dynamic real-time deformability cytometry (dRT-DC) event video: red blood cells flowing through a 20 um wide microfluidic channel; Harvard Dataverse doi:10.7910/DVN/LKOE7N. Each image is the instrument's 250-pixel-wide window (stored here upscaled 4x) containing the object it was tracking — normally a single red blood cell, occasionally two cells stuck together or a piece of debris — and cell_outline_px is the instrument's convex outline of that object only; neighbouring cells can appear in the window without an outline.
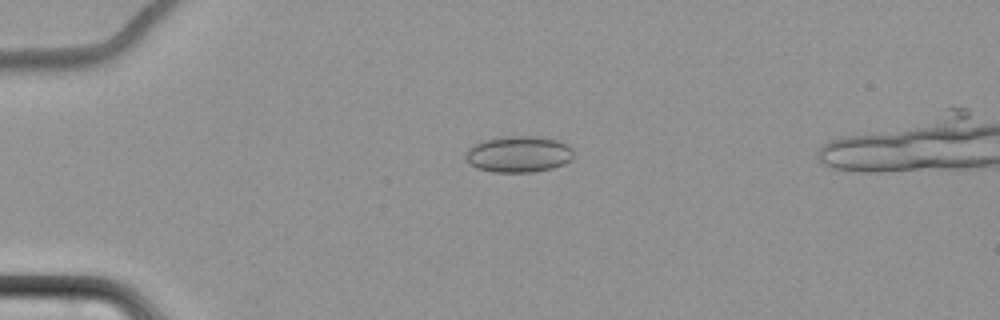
{"species": "common noctule bat (a hibernating species)", "species_latin": "Nyctalus noctula", "temperature_condition": "cold", "stored_images_in_passage": 5, "camera_frame_rate_fps": 3000, "um_per_image_px": 0.085, "animal": {"sex": "female", "body_mass_g": 22.7, "forearm_length_mm": 54.2}, "frame": {"image": 1, "passage_image": 4, "time_ms": 4.667, "image_size_px": [1000, 320], "cell_outline_px": [[572, 160], [564, 164], [552, 168], [532, 172], [492, 172], [476, 168], [464, 156], [468, 148], [472, 144], [484, 140], [504, 136], [532, 136], [556, 140], [568, 144], [572, 148]], "centroid_in_image_um": [44.07, 13.1], "position_along_channel_um": 40.9, "area_um2": 22.89}}